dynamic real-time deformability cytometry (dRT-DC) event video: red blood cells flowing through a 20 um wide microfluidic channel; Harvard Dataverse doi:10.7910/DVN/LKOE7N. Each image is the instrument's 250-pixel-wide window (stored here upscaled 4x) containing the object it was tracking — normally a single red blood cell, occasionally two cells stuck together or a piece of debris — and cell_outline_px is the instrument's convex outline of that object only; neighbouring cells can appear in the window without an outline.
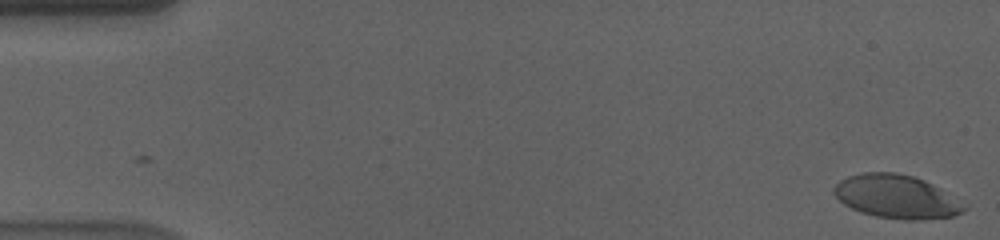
{"species": "human", "species_latin": "Homo sapiens", "temperature_condition": "cold", "stored_images_in_passage": 57, "camera_frame_rate_fps": 3000, "um_per_image_px": 0.085, "donor": {"sex": "male"}, "frame": {"image": 1, "passage_image": 1, "time_ms": 0.0, "image_size_px": [1000, 240], "cell_outline_px": [[968, 208], [964, 212], [952, 216], [920, 220], [904, 220], [876, 216], [860, 212], [844, 204], [832, 192], [832, 188], [840, 180], [848, 176], [864, 172], [896, 172], [912, 176], [924, 180], [940, 188], [968, 204]], "centroid_in_image_um": [76.23, 16.72], "position_along_channel_um": 8.8, "area_um2": 33.23}}
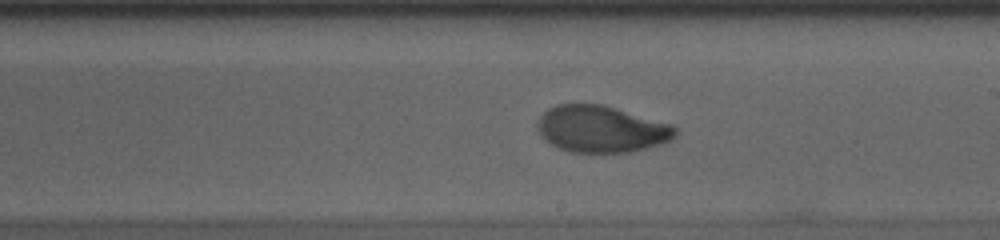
{"frame": {"image": 2, "passage_image": 33, "time_ms": 10.667, "image_size_px": [1000, 240], "cell_outline_px": [[676, 136], [672, 140], [664, 144], [632, 152], [568, 152], [556, 148], [544, 140], [540, 136], [536, 128], [536, 120], [548, 108], [556, 104], [604, 104], [672, 124], [676, 128]], "centroid_in_image_um": [51.09, 10.97], "position_along_channel_um": 237.9, "area_um2": 38.26}}
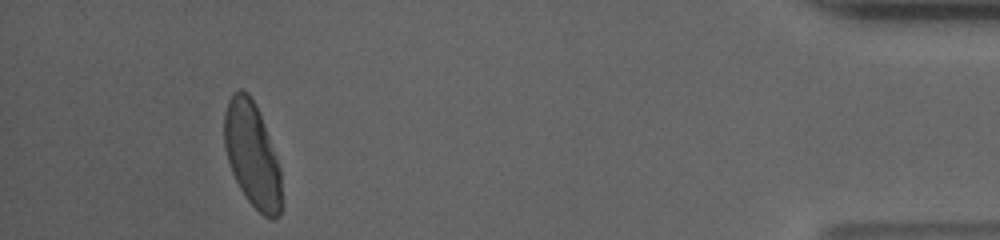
{"frame": {"image": 3, "passage_image": 53, "time_ms": 17.333, "image_size_px": [1000, 240], "cell_outline_px": [[280, 216], [272, 220], [264, 216], [244, 196], [232, 172], [224, 148], [224, 112], [228, 100], [240, 88], [248, 92], [256, 104], [280, 168]], "centroid_in_image_um": [21.41, 13.14], "position_along_channel_um": 413.8, "area_um2": 34.51}, "authors_computed_cell_mechanics": {"area_um2": 37.0498, "velocity_mm_per_s": 3.5762, "shape_relaxation_time_tau1_ms": 5.6204, "shape_relaxation_time_tau2_ms": 1.1222, "deformation_change_tau1": 0.1939, "deformation_change_tau2": 0.0513}}